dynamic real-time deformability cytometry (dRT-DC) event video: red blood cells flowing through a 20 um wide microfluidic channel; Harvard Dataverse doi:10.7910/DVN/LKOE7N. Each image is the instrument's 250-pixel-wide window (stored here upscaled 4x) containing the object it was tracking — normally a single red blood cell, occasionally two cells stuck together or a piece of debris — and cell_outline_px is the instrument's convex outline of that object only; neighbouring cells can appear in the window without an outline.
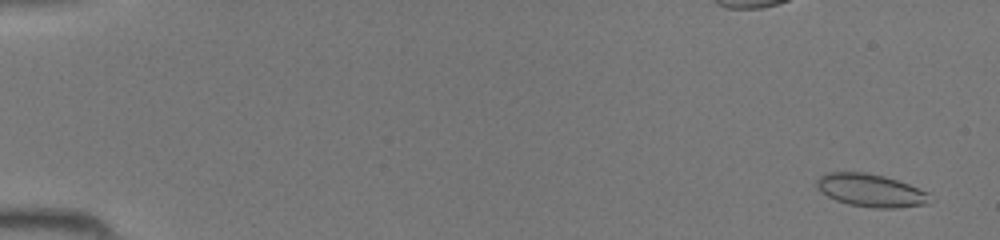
{"species": "common noctule bat (a hibernating species)", "species_latin": "Nyctalus noctula", "temperature_condition": "room temperature", "stored_images_in_passage": 46, "camera_frame_rate_fps": 3000, "um_per_image_px": 0.085, "animal": {"sex": "female", "body_mass_g": 19.5, "forearm_length_mm": 54.1}, "frame": {"image": 1, "passage_image": 2, "time_ms": 0.333, "image_size_px": [1000, 240], "cell_outline_px": [[936, 200], [928, 204], [896, 208], [872, 208], [848, 204], [836, 200], [828, 196], [816, 184], [816, 180], [820, 176], [828, 172], [864, 172], [884, 176], [908, 184], [928, 192]], "centroid_in_image_um": [74.09, 16.2], "position_along_channel_um": 10.9, "area_um2": 21.73}}
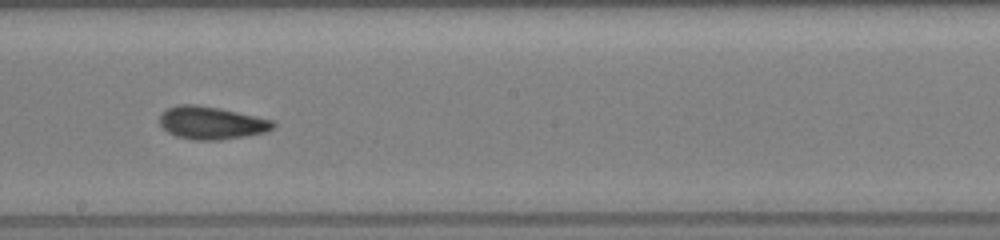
{"frame": {"image": 2, "passage_image": 27, "time_ms": 8.667, "image_size_px": [1000, 240], "cell_outline_px": [[276, 124], [272, 128], [264, 132], [244, 136], [220, 140], [192, 140], [176, 136], [168, 132], [160, 124], [160, 112], [176, 104], [196, 104], [220, 108], [256, 116], [272, 120]], "centroid_in_image_um": [17.93, 10.43], "position_along_channel_um": 230.3, "area_um2": 21.68}}
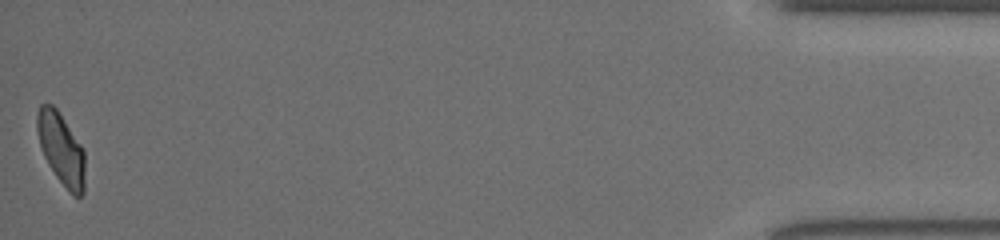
{"frame": {"image": 3, "passage_image": 46, "time_ms": 15.0, "image_size_px": [1000, 240], "cell_outline_px": [[84, 192], [80, 196], [72, 196], [68, 192], [56, 176], [48, 164], [44, 156], [40, 144], [36, 128], [36, 112], [40, 104], [52, 104], [56, 108], [80, 144], [84, 152]], "centroid_in_image_um": [5.18, 12.67], "position_along_channel_um": 430.0, "area_um2": 19.88}}